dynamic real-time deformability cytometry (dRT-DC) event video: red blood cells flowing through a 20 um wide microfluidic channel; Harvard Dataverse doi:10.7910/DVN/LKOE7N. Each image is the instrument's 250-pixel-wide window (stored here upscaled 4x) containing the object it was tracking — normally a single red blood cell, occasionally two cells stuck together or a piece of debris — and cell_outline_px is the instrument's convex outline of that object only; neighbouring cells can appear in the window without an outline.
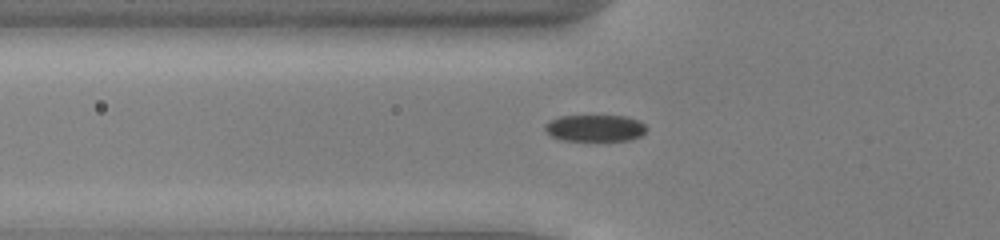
{"species": "common noctule bat (a hibernating species)", "species_latin": "Nyctalus noctula", "temperature_condition": "cold", "stored_images_in_passage": 54, "camera_frame_rate_fps": 3000, "um_per_image_px": 0.085, "animal": {"sex": "male", "body_mass_g": 13.0, "forearm_length_mm": 53.1}, "frame": {"image": 1, "passage_image": 20, "time_ms": 6.333, "image_size_px": [1000, 240], "cell_outline_px": [[648, 128], [640, 136], [632, 140], [560, 140], [552, 136], [544, 128], [544, 124], [548, 120], [560, 116], [624, 116], [640, 120]], "centroid_in_image_um": [50.58, 10.88], "position_along_channel_um": 75.2, "area_um2": 15.84}}
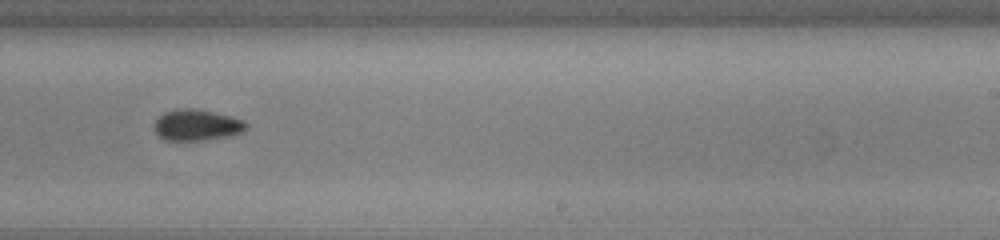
{"frame": {"image": 2, "passage_image": 35, "time_ms": 11.333, "image_size_px": [1000, 240], "cell_outline_px": [[248, 128], [244, 132], [232, 136], [204, 140], [164, 140], [152, 128], [152, 124], [164, 112], [176, 108], [196, 108], [244, 120], [248, 124]], "centroid_in_image_um": [16.73, 10.63], "position_along_channel_um": 272.3, "area_um2": 16.94}}
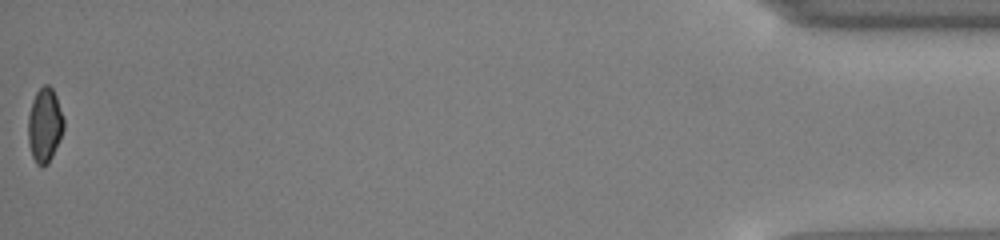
{"frame": {"image": 3, "passage_image": 54, "time_ms": 17.667, "image_size_px": [1000, 240], "cell_outline_px": [[64, 128], [60, 140], [48, 164], [36, 164], [32, 156], [28, 144], [28, 116], [32, 100], [36, 92], [44, 84], [48, 84], [52, 88], [56, 96], [64, 120]], "centroid_in_image_um": [3.79, 10.62], "position_along_channel_um": 431.4, "area_um2": 15.43}, "authors_computed_cell_mechanics": {"area_um2": 16.5019, "velocity_mm_per_s": 3.9536, "shape_relaxation_time_tau1_ms": 3.0101, "shape_relaxation_time_tau2_ms": null, "deformation_change_tau1": 0.0578, "deformation_change_tau2": null}}